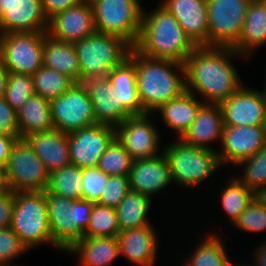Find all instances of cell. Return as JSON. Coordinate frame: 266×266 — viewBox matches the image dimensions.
<instances>
[{
  "mask_svg": "<svg viewBox=\"0 0 266 266\" xmlns=\"http://www.w3.org/2000/svg\"><path fill=\"white\" fill-rule=\"evenodd\" d=\"M34 93L32 75L8 73L4 98L16 112Z\"/></svg>",
  "mask_w": 266,
  "mask_h": 266,
  "instance_id": "39",
  "label": "cell"
},
{
  "mask_svg": "<svg viewBox=\"0 0 266 266\" xmlns=\"http://www.w3.org/2000/svg\"><path fill=\"white\" fill-rule=\"evenodd\" d=\"M266 78V77H265ZM265 82V86L262 88V90H263V92L266 94V81H264Z\"/></svg>",
  "mask_w": 266,
  "mask_h": 266,
  "instance_id": "55",
  "label": "cell"
},
{
  "mask_svg": "<svg viewBox=\"0 0 266 266\" xmlns=\"http://www.w3.org/2000/svg\"><path fill=\"white\" fill-rule=\"evenodd\" d=\"M117 103L128 115L143 114L136 86L135 64L127 58L120 66L108 73Z\"/></svg>",
  "mask_w": 266,
  "mask_h": 266,
  "instance_id": "25",
  "label": "cell"
},
{
  "mask_svg": "<svg viewBox=\"0 0 266 266\" xmlns=\"http://www.w3.org/2000/svg\"><path fill=\"white\" fill-rule=\"evenodd\" d=\"M157 236L153 224L120 231L117 235L119 255L125 256L133 265L154 266L158 255Z\"/></svg>",
  "mask_w": 266,
  "mask_h": 266,
  "instance_id": "21",
  "label": "cell"
},
{
  "mask_svg": "<svg viewBox=\"0 0 266 266\" xmlns=\"http://www.w3.org/2000/svg\"><path fill=\"white\" fill-rule=\"evenodd\" d=\"M3 182L2 180V170H0V184Z\"/></svg>",
  "mask_w": 266,
  "mask_h": 266,
  "instance_id": "54",
  "label": "cell"
},
{
  "mask_svg": "<svg viewBox=\"0 0 266 266\" xmlns=\"http://www.w3.org/2000/svg\"><path fill=\"white\" fill-rule=\"evenodd\" d=\"M251 0H206L209 46L235 48Z\"/></svg>",
  "mask_w": 266,
  "mask_h": 266,
  "instance_id": "10",
  "label": "cell"
},
{
  "mask_svg": "<svg viewBox=\"0 0 266 266\" xmlns=\"http://www.w3.org/2000/svg\"><path fill=\"white\" fill-rule=\"evenodd\" d=\"M182 266H191L189 263L186 261L185 264H182Z\"/></svg>",
  "mask_w": 266,
  "mask_h": 266,
  "instance_id": "56",
  "label": "cell"
},
{
  "mask_svg": "<svg viewBox=\"0 0 266 266\" xmlns=\"http://www.w3.org/2000/svg\"><path fill=\"white\" fill-rule=\"evenodd\" d=\"M266 43V0H251L245 15L238 45L239 54L250 58L251 52ZM255 48V49H254Z\"/></svg>",
  "mask_w": 266,
  "mask_h": 266,
  "instance_id": "28",
  "label": "cell"
},
{
  "mask_svg": "<svg viewBox=\"0 0 266 266\" xmlns=\"http://www.w3.org/2000/svg\"><path fill=\"white\" fill-rule=\"evenodd\" d=\"M54 129L71 133L96 124L86 85L74 83L64 94L50 100Z\"/></svg>",
  "mask_w": 266,
  "mask_h": 266,
  "instance_id": "11",
  "label": "cell"
},
{
  "mask_svg": "<svg viewBox=\"0 0 266 266\" xmlns=\"http://www.w3.org/2000/svg\"><path fill=\"white\" fill-rule=\"evenodd\" d=\"M239 231L263 232L266 230V204L256 195L233 224Z\"/></svg>",
  "mask_w": 266,
  "mask_h": 266,
  "instance_id": "40",
  "label": "cell"
},
{
  "mask_svg": "<svg viewBox=\"0 0 266 266\" xmlns=\"http://www.w3.org/2000/svg\"><path fill=\"white\" fill-rule=\"evenodd\" d=\"M128 177L130 190L151 199L173 183L170 166L163 152L152 158L133 160Z\"/></svg>",
  "mask_w": 266,
  "mask_h": 266,
  "instance_id": "19",
  "label": "cell"
},
{
  "mask_svg": "<svg viewBox=\"0 0 266 266\" xmlns=\"http://www.w3.org/2000/svg\"><path fill=\"white\" fill-rule=\"evenodd\" d=\"M160 4L177 20L196 46H209L206 0H163Z\"/></svg>",
  "mask_w": 266,
  "mask_h": 266,
  "instance_id": "20",
  "label": "cell"
},
{
  "mask_svg": "<svg viewBox=\"0 0 266 266\" xmlns=\"http://www.w3.org/2000/svg\"><path fill=\"white\" fill-rule=\"evenodd\" d=\"M259 197L265 202L266 204V190H264L260 195Z\"/></svg>",
  "mask_w": 266,
  "mask_h": 266,
  "instance_id": "52",
  "label": "cell"
},
{
  "mask_svg": "<svg viewBox=\"0 0 266 266\" xmlns=\"http://www.w3.org/2000/svg\"><path fill=\"white\" fill-rule=\"evenodd\" d=\"M119 232L116 209L94 203L82 237H117Z\"/></svg>",
  "mask_w": 266,
  "mask_h": 266,
  "instance_id": "36",
  "label": "cell"
},
{
  "mask_svg": "<svg viewBox=\"0 0 266 266\" xmlns=\"http://www.w3.org/2000/svg\"><path fill=\"white\" fill-rule=\"evenodd\" d=\"M129 191L128 176H110L96 203L116 209Z\"/></svg>",
  "mask_w": 266,
  "mask_h": 266,
  "instance_id": "41",
  "label": "cell"
},
{
  "mask_svg": "<svg viewBox=\"0 0 266 266\" xmlns=\"http://www.w3.org/2000/svg\"><path fill=\"white\" fill-rule=\"evenodd\" d=\"M152 116L155 113L129 115L115 127V137L133 160L152 158L160 151V134Z\"/></svg>",
  "mask_w": 266,
  "mask_h": 266,
  "instance_id": "12",
  "label": "cell"
},
{
  "mask_svg": "<svg viewBox=\"0 0 266 266\" xmlns=\"http://www.w3.org/2000/svg\"><path fill=\"white\" fill-rule=\"evenodd\" d=\"M203 102L195 94L185 91L180 96L163 104L156 112L166 127L177 132L181 138L196 118V114Z\"/></svg>",
  "mask_w": 266,
  "mask_h": 266,
  "instance_id": "27",
  "label": "cell"
},
{
  "mask_svg": "<svg viewBox=\"0 0 266 266\" xmlns=\"http://www.w3.org/2000/svg\"><path fill=\"white\" fill-rule=\"evenodd\" d=\"M133 158L115 137L100 156L97 167L110 176H129Z\"/></svg>",
  "mask_w": 266,
  "mask_h": 266,
  "instance_id": "38",
  "label": "cell"
},
{
  "mask_svg": "<svg viewBox=\"0 0 266 266\" xmlns=\"http://www.w3.org/2000/svg\"><path fill=\"white\" fill-rule=\"evenodd\" d=\"M94 202L85 199L74 200L75 227L83 234L90 222Z\"/></svg>",
  "mask_w": 266,
  "mask_h": 266,
  "instance_id": "45",
  "label": "cell"
},
{
  "mask_svg": "<svg viewBox=\"0 0 266 266\" xmlns=\"http://www.w3.org/2000/svg\"><path fill=\"white\" fill-rule=\"evenodd\" d=\"M8 71L0 59V98H3L6 90Z\"/></svg>",
  "mask_w": 266,
  "mask_h": 266,
  "instance_id": "50",
  "label": "cell"
},
{
  "mask_svg": "<svg viewBox=\"0 0 266 266\" xmlns=\"http://www.w3.org/2000/svg\"><path fill=\"white\" fill-rule=\"evenodd\" d=\"M67 253L78 256L80 266H110L119 257L117 237H82Z\"/></svg>",
  "mask_w": 266,
  "mask_h": 266,
  "instance_id": "26",
  "label": "cell"
},
{
  "mask_svg": "<svg viewBox=\"0 0 266 266\" xmlns=\"http://www.w3.org/2000/svg\"><path fill=\"white\" fill-rule=\"evenodd\" d=\"M50 173L25 139L19 138L12 147L2 180L13 192L45 191Z\"/></svg>",
  "mask_w": 266,
  "mask_h": 266,
  "instance_id": "8",
  "label": "cell"
},
{
  "mask_svg": "<svg viewBox=\"0 0 266 266\" xmlns=\"http://www.w3.org/2000/svg\"><path fill=\"white\" fill-rule=\"evenodd\" d=\"M256 251L253 252L254 261L257 266H266V240L261 243V246L257 247Z\"/></svg>",
  "mask_w": 266,
  "mask_h": 266,
  "instance_id": "49",
  "label": "cell"
},
{
  "mask_svg": "<svg viewBox=\"0 0 266 266\" xmlns=\"http://www.w3.org/2000/svg\"><path fill=\"white\" fill-rule=\"evenodd\" d=\"M95 32L93 9L87 1L67 8L48 20L47 35L55 40L74 43Z\"/></svg>",
  "mask_w": 266,
  "mask_h": 266,
  "instance_id": "17",
  "label": "cell"
},
{
  "mask_svg": "<svg viewBox=\"0 0 266 266\" xmlns=\"http://www.w3.org/2000/svg\"><path fill=\"white\" fill-rule=\"evenodd\" d=\"M53 244L67 252L83 234L75 227L74 200L45 192Z\"/></svg>",
  "mask_w": 266,
  "mask_h": 266,
  "instance_id": "18",
  "label": "cell"
},
{
  "mask_svg": "<svg viewBox=\"0 0 266 266\" xmlns=\"http://www.w3.org/2000/svg\"><path fill=\"white\" fill-rule=\"evenodd\" d=\"M231 266H233V265H231ZM242 266H250V265H245V264H243ZM251 266H257V265L254 263V264L251 265Z\"/></svg>",
  "mask_w": 266,
  "mask_h": 266,
  "instance_id": "57",
  "label": "cell"
},
{
  "mask_svg": "<svg viewBox=\"0 0 266 266\" xmlns=\"http://www.w3.org/2000/svg\"><path fill=\"white\" fill-rule=\"evenodd\" d=\"M45 32L0 34V59L9 73L33 75L43 65Z\"/></svg>",
  "mask_w": 266,
  "mask_h": 266,
  "instance_id": "9",
  "label": "cell"
},
{
  "mask_svg": "<svg viewBox=\"0 0 266 266\" xmlns=\"http://www.w3.org/2000/svg\"><path fill=\"white\" fill-rule=\"evenodd\" d=\"M152 199L130 190L116 208L120 231L151 225L147 216Z\"/></svg>",
  "mask_w": 266,
  "mask_h": 266,
  "instance_id": "31",
  "label": "cell"
},
{
  "mask_svg": "<svg viewBox=\"0 0 266 266\" xmlns=\"http://www.w3.org/2000/svg\"><path fill=\"white\" fill-rule=\"evenodd\" d=\"M43 65L69 76L75 82H80V65L73 43L55 40L46 35Z\"/></svg>",
  "mask_w": 266,
  "mask_h": 266,
  "instance_id": "30",
  "label": "cell"
},
{
  "mask_svg": "<svg viewBox=\"0 0 266 266\" xmlns=\"http://www.w3.org/2000/svg\"><path fill=\"white\" fill-rule=\"evenodd\" d=\"M220 144L221 151L216 150L220 165L231 163L235 166L266 145V128L264 125L224 126Z\"/></svg>",
  "mask_w": 266,
  "mask_h": 266,
  "instance_id": "14",
  "label": "cell"
},
{
  "mask_svg": "<svg viewBox=\"0 0 266 266\" xmlns=\"http://www.w3.org/2000/svg\"><path fill=\"white\" fill-rule=\"evenodd\" d=\"M227 184L220 192L219 198L224 213L227 214L226 216L230 219L229 222L233 225L256 195L235 176L229 178Z\"/></svg>",
  "mask_w": 266,
  "mask_h": 266,
  "instance_id": "33",
  "label": "cell"
},
{
  "mask_svg": "<svg viewBox=\"0 0 266 266\" xmlns=\"http://www.w3.org/2000/svg\"><path fill=\"white\" fill-rule=\"evenodd\" d=\"M237 57L245 56L234 48L197 46L184 62L186 90L202 95L204 104L220 105L243 87L231 61Z\"/></svg>",
  "mask_w": 266,
  "mask_h": 266,
  "instance_id": "1",
  "label": "cell"
},
{
  "mask_svg": "<svg viewBox=\"0 0 266 266\" xmlns=\"http://www.w3.org/2000/svg\"><path fill=\"white\" fill-rule=\"evenodd\" d=\"M26 251L27 248L11 227L0 229V264H11Z\"/></svg>",
  "mask_w": 266,
  "mask_h": 266,
  "instance_id": "43",
  "label": "cell"
},
{
  "mask_svg": "<svg viewBox=\"0 0 266 266\" xmlns=\"http://www.w3.org/2000/svg\"><path fill=\"white\" fill-rule=\"evenodd\" d=\"M24 139L45 164L49 173L71 163L67 133L52 129L31 134Z\"/></svg>",
  "mask_w": 266,
  "mask_h": 266,
  "instance_id": "24",
  "label": "cell"
},
{
  "mask_svg": "<svg viewBox=\"0 0 266 266\" xmlns=\"http://www.w3.org/2000/svg\"><path fill=\"white\" fill-rule=\"evenodd\" d=\"M80 65V82L89 78L107 77L120 66L133 48L124 39L95 32L73 43Z\"/></svg>",
  "mask_w": 266,
  "mask_h": 266,
  "instance_id": "4",
  "label": "cell"
},
{
  "mask_svg": "<svg viewBox=\"0 0 266 266\" xmlns=\"http://www.w3.org/2000/svg\"><path fill=\"white\" fill-rule=\"evenodd\" d=\"M85 0H41L42 8L45 16L49 20L51 17L56 15L67 8L78 6Z\"/></svg>",
  "mask_w": 266,
  "mask_h": 266,
  "instance_id": "47",
  "label": "cell"
},
{
  "mask_svg": "<svg viewBox=\"0 0 266 266\" xmlns=\"http://www.w3.org/2000/svg\"><path fill=\"white\" fill-rule=\"evenodd\" d=\"M13 207H14V192L6 190L0 196V229L10 227Z\"/></svg>",
  "mask_w": 266,
  "mask_h": 266,
  "instance_id": "46",
  "label": "cell"
},
{
  "mask_svg": "<svg viewBox=\"0 0 266 266\" xmlns=\"http://www.w3.org/2000/svg\"><path fill=\"white\" fill-rule=\"evenodd\" d=\"M90 3L96 32L118 36L132 47L136 45L144 8L139 0H94Z\"/></svg>",
  "mask_w": 266,
  "mask_h": 266,
  "instance_id": "7",
  "label": "cell"
},
{
  "mask_svg": "<svg viewBox=\"0 0 266 266\" xmlns=\"http://www.w3.org/2000/svg\"><path fill=\"white\" fill-rule=\"evenodd\" d=\"M244 166V174L237 179L255 195L266 190V145L253 156L240 161L236 167Z\"/></svg>",
  "mask_w": 266,
  "mask_h": 266,
  "instance_id": "37",
  "label": "cell"
},
{
  "mask_svg": "<svg viewBox=\"0 0 266 266\" xmlns=\"http://www.w3.org/2000/svg\"><path fill=\"white\" fill-rule=\"evenodd\" d=\"M6 190H7V189H6L5 183L2 182V183L0 184V196H1Z\"/></svg>",
  "mask_w": 266,
  "mask_h": 266,
  "instance_id": "51",
  "label": "cell"
},
{
  "mask_svg": "<svg viewBox=\"0 0 266 266\" xmlns=\"http://www.w3.org/2000/svg\"><path fill=\"white\" fill-rule=\"evenodd\" d=\"M10 227L21 243L29 249L52 245L45 191L14 192V207Z\"/></svg>",
  "mask_w": 266,
  "mask_h": 266,
  "instance_id": "5",
  "label": "cell"
},
{
  "mask_svg": "<svg viewBox=\"0 0 266 266\" xmlns=\"http://www.w3.org/2000/svg\"><path fill=\"white\" fill-rule=\"evenodd\" d=\"M83 83L91 98L96 123L116 127L129 116L115 100L108 76L89 78Z\"/></svg>",
  "mask_w": 266,
  "mask_h": 266,
  "instance_id": "22",
  "label": "cell"
},
{
  "mask_svg": "<svg viewBox=\"0 0 266 266\" xmlns=\"http://www.w3.org/2000/svg\"><path fill=\"white\" fill-rule=\"evenodd\" d=\"M128 58L135 64L136 86L143 114L155 113L163 104L186 91L183 63L147 57L134 47Z\"/></svg>",
  "mask_w": 266,
  "mask_h": 266,
  "instance_id": "2",
  "label": "cell"
},
{
  "mask_svg": "<svg viewBox=\"0 0 266 266\" xmlns=\"http://www.w3.org/2000/svg\"><path fill=\"white\" fill-rule=\"evenodd\" d=\"M47 29L48 19L41 0H0V34Z\"/></svg>",
  "mask_w": 266,
  "mask_h": 266,
  "instance_id": "16",
  "label": "cell"
},
{
  "mask_svg": "<svg viewBox=\"0 0 266 266\" xmlns=\"http://www.w3.org/2000/svg\"><path fill=\"white\" fill-rule=\"evenodd\" d=\"M220 107L224 126L265 125L266 94L263 90L243 86L223 101Z\"/></svg>",
  "mask_w": 266,
  "mask_h": 266,
  "instance_id": "15",
  "label": "cell"
},
{
  "mask_svg": "<svg viewBox=\"0 0 266 266\" xmlns=\"http://www.w3.org/2000/svg\"><path fill=\"white\" fill-rule=\"evenodd\" d=\"M19 138L0 133V170L6 167L12 147Z\"/></svg>",
  "mask_w": 266,
  "mask_h": 266,
  "instance_id": "48",
  "label": "cell"
},
{
  "mask_svg": "<svg viewBox=\"0 0 266 266\" xmlns=\"http://www.w3.org/2000/svg\"><path fill=\"white\" fill-rule=\"evenodd\" d=\"M82 168L69 164L50 173L45 192H51L72 200L82 199Z\"/></svg>",
  "mask_w": 266,
  "mask_h": 266,
  "instance_id": "32",
  "label": "cell"
},
{
  "mask_svg": "<svg viewBox=\"0 0 266 266\" xmlns=\"http://www.w3.org/2000/svg\"><path fill=\"white\" fill-rule=\"evenodd\" d=\"M115 138V127L94 124L68 134L71 164L81 168L95 167L100 156Z\"/></svg>",
  "mask_w": 266,
  "mask_h": 266,
  "instance_id": "13",
  "label": "cell"
},
{
  "mask_svg": "<svg viewBox=\"0 0 266 266\" xmlns=\"http://www.w3.org/2000/svg\"><path fill=\"white\" fill-rule=\"evenodd\" d=\"M0 133L19 136L17 112L6 102L4 97L0 98Z\"/></svg>",
  "mask_w": 266,
  "mask_h": 266,
  "instance_id": "44",
  "label": "cell"
},
{
  "mask_svg": "<svg viewBox=\"0 0 266 266\" xmlns=\"http://www.w3.org/2000/svg\"><path fill=\"white\" fill-rule=\"evenodd\" d=\"M0 266H17V265H13V264H0Z\"/></svg>",
  "mask_w": 266,
  "mask_h": 266,
  "instance_id": "53",
  "label": "cell"
},
{
  "mask_svg": "<svg viewBox=\"0 0 266 266\" xmlns=\"http://www.w3.org/2000/svg\"><path fill=\"white\" fill-rule=\"evenodd\" d=\"M162 152L169 163L172 181L183 188L197 187L221 167L216 150L189 145L181 138L169 142Z\"/></svg>",
  "mask_w": 266,
  "mask_h": 266,
  "instance_id": "6",
  "label": "cell"
},
{
  "mask_svg": "<svg viewBox=\"0 0 266 266\" xmlns=\"http://www.w3.org/2000/svg\"><path fill=\"white\" fill-rule=\"evenodd\" d=\"M82 199L96 203L110 175L102 172L97 166L82 168Z\"/></svg>",
  "mask_w": 266,
  "mask_h": 266,
  "instance_id": "42",
  "label": "cell"
},
{
  "mask_svg": "<svg viewBox=\"0 0 266 266\" xmlns=\"http://www.w3.org/2000/svg\"><path fill=\"white\" fill-rule=\"evenodd\" d=\"M35 94L49 101L64 94L74 83L69 76L42 65L33 75Z\"/></svg>",
  "mask_w": 266,
  "mask_h": 266,
  "instance_id": "34",
  "label": "cell"
},
{
  "mask_svg": "<svg viewBox=\"0 0 266 266\" xmlns=\"http://www.w3.org/2000/svg\"><path fill=\"white\" fill-rule=\"evenodd\" d=\"M217 233L213 236L209 235V238H203L202 241L198 242L193 251L190 259L187 262L191 266H231L232 263L228 258L225 244L223 243L222 237ZM223 243V244H222Z\"/></svg>",
  "mask_w": 266,
  "mask_h": 266,
  "instance_id": "35",
  "label": "cell"
},
{
  "mask_svg": "<svg viewBox=\"0 0 266 266\" xmlns=\"http://www.w3.org/2000/svg\"><path fill=\"white\" fill-rule=\"evenodd\" d=\"M19 137H25L54 129L50 101L33 94L17 111Z\"/></svg>",
  "mask_w": 266,
  "mask_h": 266,
  "instance_id": "29",
  "label": "cell"
},
{
  "mask_svg": "<svg viewBox=\"0 0 266 266\" xmlns=\"http://www.w3.org/2000/svg\"><path fill=\"white\" fill-rule=\"evenodd\" d=\"M196 47L177 20L160 3L151 12L143 9L140 36L134 46L140 54L184 64Z\"/></svg>",
  "mask_w": 266,
  "mask_h": 266,
  "instance_id": "3",
  "label": "cell"
},
{
  "mask_svg": "<svg viewBox=\"0 0 266 266\" xmlns=\"http://www.w3.org/2000/svg\"><path fill=\"white\" fill-rule=\"evenodd\" d=\"M223 113L219 104H202L196 118L181 137L189 145L215 150L210 143L220 141L223 134Z\"/></svg>",
  "mask_w": 266,
  "mask_h": 266,
  "instance_id": "23",
  "label": "cell"
}]
</instances>
